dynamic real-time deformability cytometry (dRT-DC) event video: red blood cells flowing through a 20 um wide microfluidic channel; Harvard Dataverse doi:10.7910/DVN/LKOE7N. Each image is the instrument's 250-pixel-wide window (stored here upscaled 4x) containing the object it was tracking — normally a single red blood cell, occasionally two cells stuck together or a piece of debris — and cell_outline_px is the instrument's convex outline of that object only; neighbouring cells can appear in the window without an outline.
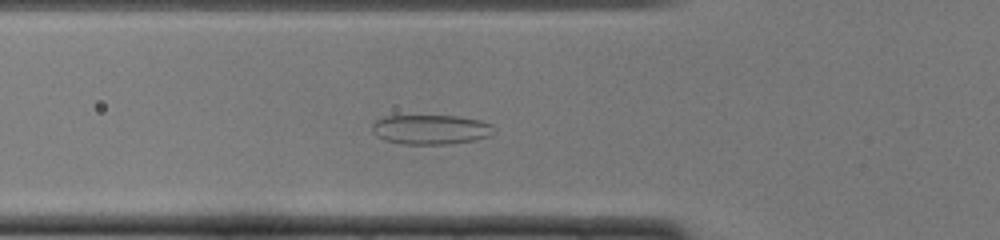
{"species": "common noctule bat (a hibernating species)", "species_latin": "Nyctalus noctula", "temperature_condition": "cold", "stored_images_in_passage": 46, "camera_frame_rate_fps": 3000, "um_per_image_px": 0.085, "animal": {"sex": "female", "body_mass_g": 22.0, "forearm_length_mm": 56.7}, "frame": {"image": 1, "passage_image": 13, "time_ms": 4.0, "image_size_px": [1000, 240], "cell_outline_px": [[496, 132], [488, 136], [476, 140], [448, 144], [400, 144], [384, 140], [376, 136], [372, 132], [372, 124], [376, 120], [384, 116], [460, 116], [480, 120], [492, 124]], "centroid_in_image_um": [36.62, 11.01], "position_along_channel_um": 89.2, "area_um2": 21.27}}
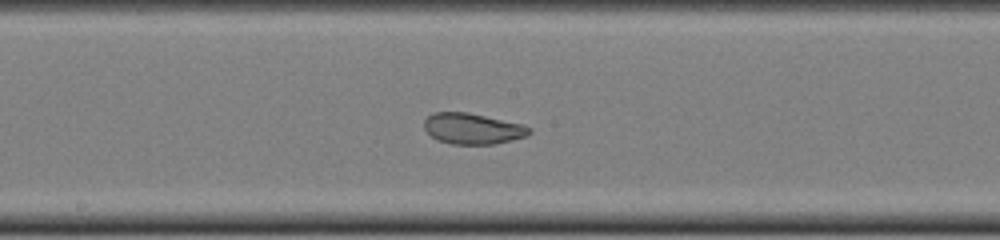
{"frame": {"image": 2, "passage_image": 22, "time_ms": 7.0, "image_size_px": [1000, 240], "cell_outline_px": [[532, 132], [528, 136], [512, 140], [492, 144], [452, 144], [436, 140], [424, 128], [424, 120], [432, 112], [468, 112], [524, 124], [532, 128]], "centroid_in_image_um": [40.2, 10.93], "position_along_channel_um": 208.0, "area_um2": 19.13}}
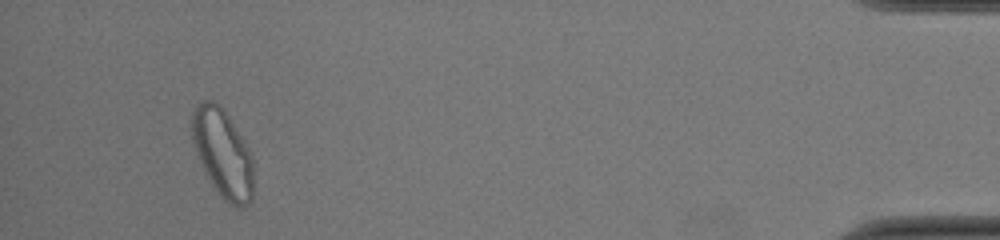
{"frame": {"image": 3, "passage_image": 43, "time_ms": 14.0, "image_size_px": [1000, 240], "cell_outline_px": [[252, 200], [248, 204], [240, 208], [236, 208], [224, 200], [216, 192], [200, 160], [192, 140], [192, 112], [204, 100], [212, 100], [224, 108], [244, 140], [252, 160]], "centroid_in_image_um": [18.94, 13.04], "position_along_channel_um": 416.3, "area_um2": 31.21}, "authors_computed_cell_mechanics": {"area_um2": 23.5535, "velocity_mm_per_s": 3.9653, "shape_relaxation_time_tau1_ms": 11.0614, "shape_relaxation_time_tau2_ms": 1.182, "deformation_change_tau1": 0.2029, "deformation_change_tau2": 0.0655}}